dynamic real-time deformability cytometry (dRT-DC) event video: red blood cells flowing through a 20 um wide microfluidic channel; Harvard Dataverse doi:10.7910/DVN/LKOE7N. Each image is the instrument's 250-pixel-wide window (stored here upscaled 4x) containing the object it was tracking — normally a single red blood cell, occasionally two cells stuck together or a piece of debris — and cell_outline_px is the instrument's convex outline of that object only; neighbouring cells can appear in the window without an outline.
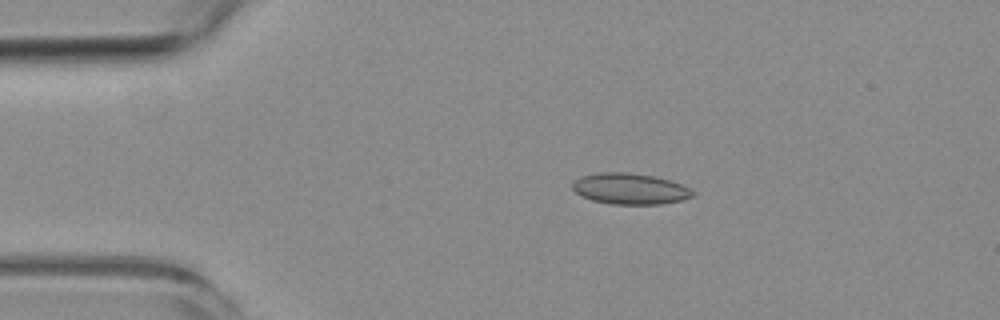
{"species": "common noctule bat (a hibernating species)", "species_latin": "Nyctalus noctula", "temperature_condition": "room temperature", "stored_images_in_passage": 11, "camera_frame_rate_fps": 3000, "um_per_image_px": 0.085, "animal": {"sex": "female", "body_mass_g": 19.3, "forearm_length_mm": 54.1}, "frame": {"image": 1, "passage_image": 1, "time_ms": 0.0, "image_size_px": [1000, 320], "cell_outline_px": [[696, 196], [664, 204], [612, 204], [592, 200], [576, 192], [572, 188], [572, 180], [580, 176], [600, 172], [628, 172], [652, 176], [668, 180], [680, 184], [696, 192]], "centroid_in_image_um": [53.54, 16.04], "position_along_channel_um": 31.5, "area_um2": 21.73}}
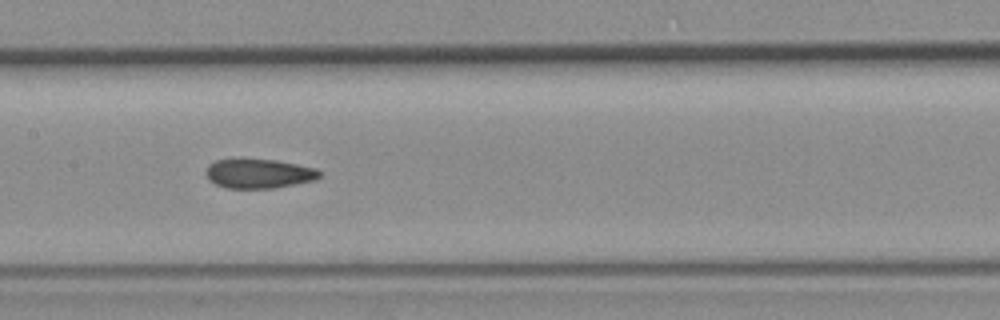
{"frame": {"image": 2, "passage_image": 5, "time_ms": 5.333, "image_size_px": [1000, 320], "cell_outline_px": [[320, 176], [316, 180], [276, 188], [224, 188], [208, 180], [204, 172], [208, 164], [216, 160], [276, 160], [316, 168], [320, 172]], "centroid_in_image_um": [21.98, 14.77], "position_along_channel_um": 185.4, "area_um2": 19.42}}
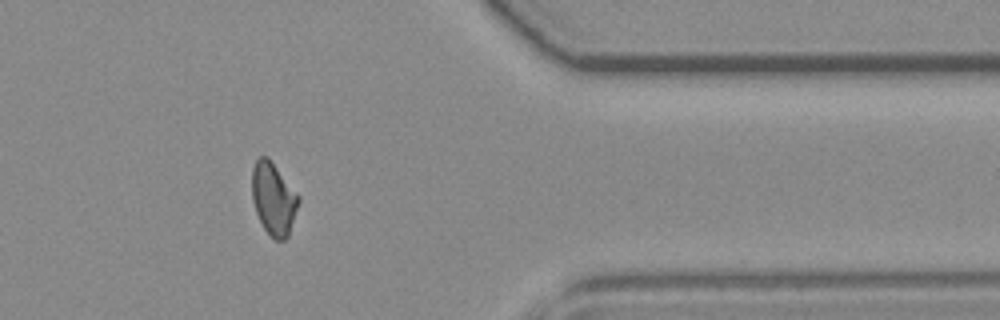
{"frame": {"image": 3, "passage_image": 10, "time_ms": 11.333, "image_size_px": [1000, 320], "cell_outline_px": [[300, 200], [288, 236], [284, 240], [276, 240], [264, 228], [256, 212], [252, 200], [252, 168], [256, 160], [260, 156], [268, 156], [300, 196]], "centroid_in_image_um": [23.25, 16.86], "position_along_channel_um": 388.2, "area_um2": 19.59}, "authors_computed_cell_mechanics": {"area_um2": 19.8832, "velocity_mm_per_s": 3.7524, "shape_relaxation_time_tau1_ms": null, "shape_relaxation_time_tau2_ms": 1.9473, "deformation_change_tau1": null, "deformation_change_tau2": 0.0545}}